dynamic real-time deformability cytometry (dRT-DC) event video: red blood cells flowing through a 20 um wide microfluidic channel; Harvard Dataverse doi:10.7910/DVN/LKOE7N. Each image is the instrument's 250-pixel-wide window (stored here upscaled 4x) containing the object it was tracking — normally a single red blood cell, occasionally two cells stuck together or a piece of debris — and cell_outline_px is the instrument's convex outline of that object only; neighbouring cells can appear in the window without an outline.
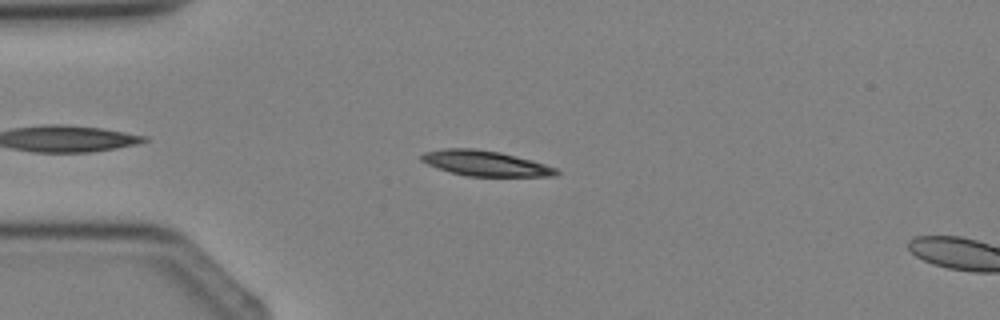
{"species": "Egyptian fruit bat (a non-hibernating species)", "species_latin": "Rousettus aegyptiacus", "temperature_condition": "cold", "stored_images_in_passage": 4, "camera_frame_rate_fps": 3000, "um_per_image_px": 0.085, "animal": {"sex": "female"}, "frame": {"image": 1, "passage_image": 3, "time_ms": 2.333, "image_size_px": [1000, 320], "cell_outline_px": [[560, 172], [556, 176], [468, 176], [452, 172], [428, 164], [420, 160], [420, 156], [424, 152], [444, 148], [476, 148], [500, 152], [532, 160], [556, 168]], "centroid_in_image_um": [41.26, 13.87], "position_along_channel_um": 43.7, "area_um2": 19.77}}